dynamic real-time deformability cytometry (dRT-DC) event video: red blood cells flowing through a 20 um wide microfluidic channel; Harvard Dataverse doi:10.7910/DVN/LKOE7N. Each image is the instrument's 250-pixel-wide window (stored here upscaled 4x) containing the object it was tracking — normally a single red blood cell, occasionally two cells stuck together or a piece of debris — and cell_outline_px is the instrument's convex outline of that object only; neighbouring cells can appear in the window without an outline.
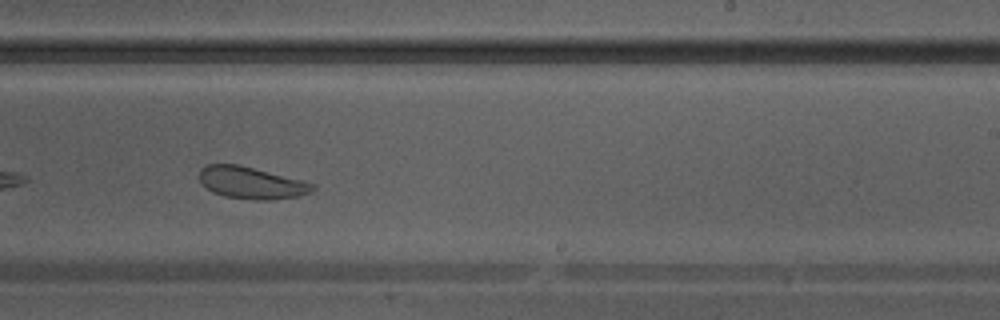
{"species": "Egyptian fruit bat (a non-hibernating species)", "species_latin": "Rousettus aegyptiacus", "temperature_condition": "warm", "stored_images_in_passage": 25, "camera_frame_rate_fps": 3000, "um_per_image_px": 0.085, "animal": {"sex": "male"}, "frame": {"image": 1, "passage_image": 14, "time_ms": 4.333, "image_size_px": [1000, 320], "cell_outline_px": [[316, 188], [312, 192], [296, 196], [272, 200], [256, 200], [224, 196], [212, 192], [200, 180], [200, 168], [208, 164], [240, 164], [316, 184]], "centroid_in_image_um": [21.38, 15.53], "position_along_channel_um": 267.6, "area_um2": 21.04}}